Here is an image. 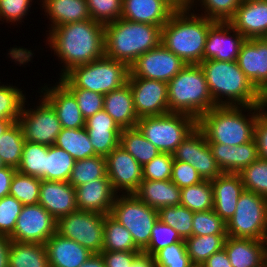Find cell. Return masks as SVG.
Segmentation results:
<instances>
[{
    "instance_id": "42",
    "label": "cell",
    "mask_w": 267,
    "mask_h": 267,
    "mask_svg": "<svg viewBox=\"0 0 267 267\" xmlns=\"http://www.w3.org/2000/svg\"><path fill=\"white\" fill-rule=\"evenodd\" d=\"M106 175V159L96 155L75 161L68 182L76 188L92 180L104 178Z\"/></svg>"
},
{
    "instance_id": "11",
    "label": "cell",
    "mask_w": 267,
    "mask_h": 267,
    "mask_svg": "<svg viewBox=\"0 0 267 267\" xmlns=\"http://www.w3.org/2000/svg\"><path fill=\"white\" fill-rule=\"evenodd\" d=\"M105 215L76 210L57 220L56 233L74 240L92 253H100L104 242Z\"/></svg>"
},
{
    "instance_id": "56",
    "label": "cell",
    "mask_w": 267,
    "mask_h": 267,
    "mask_svg": "<svg viewBox=\"0 0 267 267\" xmlns=\"http://www.w3.org/2000/svg\"><path fill=\"white\" fill-rule=\"evenodd\" d=\"M170 180L182 189L202 182L203 178L190 163L174 160Z\"/></svg>"
},
{
    "instance_id": "33",
    "label": "cell",
    "mask_w": 267,
    "mask_h": 267,
    "mask_svg": "<svg viewBox=\"0 0 267 267\" xmlns=\"http://www.w3.org/2000/svg\"><path fill=\"white\" fill-rule=\"evenodd\" d=\"M8 267H50L45 244L11 241Z\"/></svg>"
},
{
    "instance_id": "54",
    "label": "cell",
    "mask_w": 267,
    "mask_h": 267,
    "mask_svg": "<svg viewBox=\"0 0 267 267\" xmlns=\"http://www.w3.org/2000/svg\"><path fill=\"white\" fill-rule=\"evenodd\" d=\"M76 98L85 120L103 109L104 95L82 88H67Z\"/></svg>"
},
{
    "instance_id": "35",
    "label": "cell",
    "mask_w": 267,
    "mask_h": 267,
    "mask_svg": "<svg viewBox=\"0 0 267 267\" xmlns=\"http://www.w3.org/2000/svg\"><path fill=\"white\" fill-rule=\"evenodd\" d=\"M120 146L130 153L141 166H144L161 153L156 146L143 136L137 127L122 129Z\"/></svg>"
},
{
    "instance_id": "60",
    "label": "cell",
    "mask_w": 267,
    "mask_h": 267,
    "mask_svg": "<svg viewBox=\"0 0 267 267\" xmlns=\"http://www.w3.org/2000/svg\"><path fill=\"white\" fill-rule=\"evenodd\" d=\"M204 267H233L229 261L228 255L223 248L212 254L204 263Z\"/></svg>"
},
{
    "instance_id": "16",
    "label": "cell",
    "mask_w": 267,
    "mask_h": 267,
    "mask_svg": "<svg viewBox=\"0 0 267 267\" xmlns=\"http://www.w3.org/2000/svg\"><path fill=\"white\" fill-rule=\"evenodd\" d=\"M106 173L117 194H134L143 180L142 166L118 145L106 157Z\"/></svg>"
},
{
    "instance_id": "24",
    "label": "cell",
    "mask_w": 267,
    "mask_h": 267,
    "mask_svg": "<svg viewBox=\"0 0 267 267\" xmlns=\"http://www.w3.org/2000/svg\"><path fill=\"white\" fill-rule=\"evenodd\" d=\"M85 128L97 155L106 157L120 145L122 129L104 109L87 118Z\"/></svg>"
},
{
    "instance_id": "28",
    "label": "cell",
    "mask_w": 267,
    "mask_h": 267,
    "mask_svg": "<svg viewBox=\"0 0 267 267\" xmlns=\"http://www.w3.org/2000/svg\"><path fill=\"white\" fill-rule=\"evenodd\" d=\"M45 247L50 267H79L92 254L81 244L54 233Z\"/></svg>"
},
{
    "instance_id": "7",
    "label": "cell",
    "mask_w": 267,
    "mask_h": 267,
    "mask_svg": "<svg viewBox=\"0 0 267 267\" xmlns=\"http://www.w3.org/2000/svg\"><path fill=\"white\" fill-rule=\"evenodd\" d=\"M129 73L126 63L104 56L72 68L58 80L66 88H82L105 95L127 84Z\"/></svg>"
},
{
    "instance_id": "10",
    "label": "cell",
    "mask_w": 267,
    "mask_h": 267,
    "mask_svg": "<svg viewBox=\"0 0 267 267\" xmlns=\"http://www.w3.org/2000/svg\"><path fill=\"white\" fill-rule=\"evenodd\" d=\"M227 236L265 240L267 237V198L244 190L234 215L226 222Z\"/></svg>"
},
{
    "instance_id": "47",
    "label": "cell",
    "mask_w": 267,
    "mask_h": 267,
    "mask_svg": "<svg viewBox=\"0 0 267 267\" xmlns=\"http://www.w3.org/2000/svg\"><path fill=\"white\" fill-rule=\"evenodd\" d=\"M244 189L267 198V161L261 158L253 161L240 173Z\"/></svg>"
},
{
    "instance_id": "38",
    "label": "cell",
    "mask_w": 267,
    "mask_h": 267,
    "mask_svg": "<svg viewBox=\"0 0 267 267\" xmlns=\"http://www.w3.org/2000/svg\"><path fill=\"white\" fill-rule=\"evenodd\" d=\"M102 251H141L134 243L131 233L110 214L105 215Z\"/></svg>"
},
{
    "instance_id": "4",
    "label": "cell",
    "mask_w": 267,
    "mask_h": 267,
    "mask_svg": "<svg viewBox=\"0 0 267 267\" xmlns=\"http://www.w3.org/2000/svg\"><path fill=\"white\" fill-rule=\"evenodd\" d=\"M191 11L176 10L161 28V43L186 65L204 60L208 31L216 22Z\"/></svg>"
},
{
    "instance_id": "39",
    "label": "cell",
    "mask_w": 267,
    "mask_h": 267,
    "mask_svg": "<svg viewBox=\"0 0 267 267\" xmlns=\"http://www.w3.org/2000/svg\"><path fill=\"white\" fill-rule=\"evenodd\" d=\"M75 161L64 149L56 145L48 146L45 163V180L68 182Z\"/></svg>"
},
{
    "instance_id": "29",
    "label": "cell",
    "mask_w": 267,
    "mask_h": 267,
    "mask_svg": "<svg viewBox=\"0 0 267 267\" xmlns=\"http://www.w3.org/2000/svg\"><path fill=\"white\" fill-rule=\"evenodd\" d=\"M224 249L233 267H263L265 265L264 240L227 236Z\"/></svg>"
},
{
    "instance_id": "19",
    "label": "cell",
    "mask_w": 267,
    "mask_h": 267,
    "mask_svg": "<svg viewBox=\"0 0 267 267\" xmlns=\"http://www.w3.org/2000/svg\"><path fill=\"white\" fill-rule=\"evenodd\" d=\"M237 63L249 81L267 99V40L264 37L246 39Z\"/></svg>"
},
{
    "instance_id": "2",
    "label": "cell",
    "mask_w": 267,
    "mask_h": 267,
    "mask_svg": "<svg viewBox=\"0 0 267 267\" xmlns=\"http://www.w3.org/2000/svg\"><path fill=\"white\" fill-rule=\"evenodd\" d=\"M216 106H258L267 99L245 76L237 61L203 60L200 64Z\"/></svg>"
},
{
    "instance_id": "18",
    "label": "cell",
    "mask_w": 267,
    "mask_h": 267,
    "mask_svg": "<svg viewBox=\"0 0 267 267\" xmlns=\"http://www.w3.org/2000/svg\"><path fill=\"white\" fill-rule=\"evenodd\" d=\"M245 40L229 22L216 21L208 31L204 60L237 61Z\"/></svg>"
},
{
    "instance_id": "5",
    "label": "cell",
    "mask_w": 267,
    "mask_h": 267,
    "mask_svg": "<svg viewBox=\"0 0 267 267\" xmlns=\"http://www.w3.org/2000/svg\"><path fill=\"white\" fill-rule=\"evenodd\" d=\"M161 43V27L120 18L105 24V56L129 67Z\"/></svg>"
},
{
    "instance_id": "17",
    "label": "cell",
    "mask_w": 267,
    "mask_h": 267,
    "mask_svg": "<svg viewBox=\"0 0 267 267\" xmlns=\"http://www.w3.org/2000/svg\"><path fill=\"white\" fill-rule=\"evenodd\" d=\"M134 107L139 118L169 113L167 82L142 77H128Z\"/></svg>"
},
{
    "instance_id": "40",
    "label": "cell",
    "mask_w": 267,
    "mask_h": 267,
    "mask_svg": "<svg viewBox=\"0 0 267 267\" xmlns=\"http://www.w3.org/2000/svg\"><path fill=\"white\" fill-rule=\"evenodd\" d=\"M180 205L193 212L213 210V187L211 181L203 180L181 189Z\"/></svg>"
},
{
    "instance_id": "9",
    "label": "cell",
    "mask_w": 267,
    "mask_h": 267,
    "mask_svg": "<svg viewBox=\"0 0 267 267\" xmlns=\"http://www.w3.org/2000/svg\"><path fill=\"white\" fill-rule=\"evenodd\" d=\"M110 215L129 230L135 245L143 251L159 219L158 210L141 201L135 194H117Z\"/></svg>"
},
{
    "instance_id": "43",
    "label": "cell",
    "mask_w": 267,
    "mask_h": 267,
    "mask_svg": "<svg viewBox=\"0 0 267 267\" xmlns=\"http://www.w3.org/2000/svg\"><path fill=\"white\" fill-rule=\"evenodd\" d=\"M241 3L242 0H191L190 9H196L197 12V7H200L202 12L196 13L197 15L214 21L228 22Z\"/></svg>"
},
{
    "instance_id": "62",
    "label": "cell",
    "mask_w": 267,
    "mask_h": 267,
    "mask_svg": "<svg viewBox=\"0 0 267 267\" xmlns=\"http://www.w3.org/2000/svg\"><path fill=\"white\" fill-rule=\"evenodd\" d=\"M10 242L9 236L0 235V267H8Z\"/></svg>"
},
{
    "instance_id": "55",
    "label": "cell",
    "mask_w": 267,
    "mask_h": 267,
    "mask_svg": "<svg viewBox=\"0 0 267 267\" xmlns=\"http://www.w3.org/2000/svg\"><path fill=\"white\" fill-rule=\"evenodd\" d=\"M33 0H0V21L18 25L29 14ZM3 19V20H2ZM18 22V24H17ZM16 23V24H15Z\"/></svg>"
},
{
    "instance_id": "13",
    "label": "cell",
    "mask_w": 267,
    "mask_h": 267,
    "mask_svg": "<svg viewBox=\"0 0 267 267\" xmlns=\"http://www.w3.org/2000/svg\"><path fill=\"white\" fill-rule=\"evenodd\" d=\"M186 64L162 43L139 56L129 67V77L169 82Z\"/></svg>"
},
{
    "instance_id": "1",
    "label": "cell",
    "mask_w": 267,
    "mask_h": 267,
    "mask_svg": "<svg viewBox=\"0 0 267 267\" xmlns=\"http://www.w3.org/2000/svg\"><path fill=\"white\" fill-rule=\"evenodd\" d=\"M46 36L51 52L63 63L60 78L76 66L105 56V25L92 19L60 25Z\"/></svg>"
},
{
    "instance_id": "41",
    "label": "cell",
    "mask_w": 267,
    "mask_h": 267,
    "mask_svg": "<svg viewBox=\"0 0 267 267\" xmlns=\"http://www.w3.org/2000/svg\"><path fill=\"white\" fill-rule=\"evenodd\" d=\"M48 146L25 141L17 170L23 174L45 180V163Z\"/></svg>"
},
{
    "instance_id": "63",
    "label": "cell",
    "mask_w": 267,
    "mask_h": 267,
    "mask_svg": "<svg viewBox=\"0 0 267 267\" xmlns=\"http://www.w3.org/2000/svg\"><path fill=\"white\" fill-rule=\"evenodd\" d=\"M79 267H106V264L100 253H92Z\"/></svg>"
},
{
    "instance_id": "6",
    "label": "cell",
    "mask_w": 267,
    "mask_h": 267,
    "mask_svg": "<svg viewBox=\"0 0 267 267\" xmlns=\"http://www.w3.org/2000/svg\"><path fill=\"white\" fill-rule=\"evenodd\" d=\"M167 88L169 113H183L198 120L216 107L199 64L186 65Z\"/></svg>"
},
{
    "instance_id": "23",
    "label": "cell",
    "mask_w": 267,
    "mask_h": 267,
    "mask_svg": "<svg viewBox=\"0 0 267 267\" xmlns=\"http://www.w3.org/2000/svg\"><path fill=\"white\" fill-rule=\"evenodd\" d=\"M213 210L226 223L235 213L239 196L245 190L239 173H225L211 180Z\"/></svg>"
},
{
    "instance_id": "64",
    "label": "cell",
    "mask_w": 267,
    "mask_h": 267,
    "mask_svg": "<svg viewBox=\"0 0 267 267\" xmlns=\"http://www.w3.org/2000/svg\"><path fill=\"white\" fill-rule=\"evenodd\" d=\"M175 10H187L190 9L191 0H165Z\"/></svg>"
},
{
    "instance_id": "34",
    "label": "cell",
    "mask_w": 267,
    "mask_h": 267,
    "mask_svg": "<svg viewBox=\"0 0 267 267\" xmlns=\"http://www.w3.org/2000/svg\"><path fill=\"white\" fill-rule=\"evenodd\" d=\"M54 145L64 149L76 161L97 155L85 127L78 129L62 128Z\"/></svg>"
},
{
    "instance_id": "68",
    "label": "cell",
    "mask_w": 267,
    "mask_h": 267,
    "mask_svg": "<svg viewBox=\"0 0 267 267\" xmlns=\"http://www.w3.org/2000/svg\"><path fill=\"white\" fill-rule=\"evenodd\" d=\"M242 1H264V0H242Z\"/></svg>"
},
{
    "instance_id": "66",
    "label": "cell",
    "mask_w": 267,
    "mask_h": 267,
    "mask_svg": "<svg viewBox=\"0 0 267 267\" xmlns=\"http://www.w3.org/2000/svg\"><path fill=\"white\" fill-rule=\"evenodd\" d=\"M265 242V265L267 266V237L264 240Z\"/></svg>"
},
{
    "instance_id": "15",
    "label": "cell",
    "mask_w": 267,
    "mask_h": 267,
    "mask_svg": "<svg viewBox=\"0 0 267 267\" xmlns=\"http://www.w3.org/2000/svg\"><path fill=\"white\" fill-rule=\"evenodd\" d=\"M174 160L190 163L203 180H213L223 172L218 167L204 133L196 127L176 148Z\"/></svg>"
},
{
    "instance_id": "44",
    "label": "cell",
    "mask_w": 267,
    "mask_h": 267,
    "mask_svg": "<svg viewBox=\"0 0 267 267\" xmlns=\"http://www.w3.org/2000/svg\"><path fill=\"white\" fill-rule=\"evenodd\" d=\"M41 179L16 170L14 173L9 195L15 197L23 205L37 204L39 202Z\"/></svg>"
},
{
    "instance_id": "49",
    "label": "cell",
    "mask_w": 267,
    "mask_h": 267,
    "mask_svg": "<svg viewBox=\"0 0 267 267\" xmlns=\"http://www.w3.org/2000/svg\"><path fill=\"white\" fill-rule=\"evenodd\" d=\"M154 258L156 267H189L192 264L185 241L164 247L154 255Z\"/></svg>"
},
{
    "instance_id": "31",
    "label": "cell",
    "mask_w": 267,
    "mask_h": 267,
    "mask_svg": "<svg viewBox=\"0 0 267 267\" xmlns=\"http://www.w3.org/2000/svg\"><path fill=\"white\" fill-rule=\"evenodd\" d=\"M39 2L42 3L44 15L51 22L46 32L60 25L91 19L86 0H41Z\"/></svg>"
},
{
    "instance_id": "22",
    "label": "cell",
    "mask_w": 267,
    "mask_h": 267,
    "mask_svg": "<svg viewBox=\"0 0 267 267\" xmlns=\"http://www.w3.org/2000/svg\"><path fill=\"white\" fill-rule=\"evenodd\" d=\"M38 203L56 220L78 210L75 188L65 181L41 180Z\"/></svg>"
},
{
    "instance_id": "36",
    "label": "cell",
    "mask_w": 267,
    "mask_h": 267,
    "mask_svg": "<svg viewBox=\"0 0 267 267\" xmlns=\"http://www.w3.org/2000/svg\"><path fill=\"white\" fill-rule=\"evenodd\" d=\"M227 234L192 235L186 238L185 245L191 263L203 264L212 254L224 248Z\"/></svg>"
},
{
    "instance_id": "69",
    "label": "cell",
    "mask_w": 267,
    "mask_h": 267,
    "mask_svg": "<svg viewBox=\"0 0 267 267\" xmlns=\"http://www.w3.org/2000/svg\"><path fill=\"white\" fill-rule=\"evenodd\" d=\"M3 166H4V164L2 163L1 158H0V168Z\"/></svg>"
},
{
    "instance_id": "65",
    "label": "cell",
    "mask_w": 267,
    "mask_h": 267,
    "mask_svg": "<svg viewBox=\"0 0 267 267\" xmlns=\"http://www.w3.org/2000/svg\"><path fill=\"white\" fill-rule=\"evenodd\" d=\"M12 123V120H0V138Z\"/></svg>"
},
{
    "instance_id": "51",
    "label": "cell",
    "mask_w": 267,
    "mask_h": 267,
    "mask_svg": "<svg viewBox=\"0 0 267 267\" xmlns=\"http://www.w3.org/2000/svg\"><path fill=\"white\" fill-rule=\"evenodd\" d=\"M180 241L184 240L178 232L158 219L152 228L150 242L143 252L154 256L164 247Z\"/></svg>"
},
{
    "instance_id": "61",
    "label": "cell",
    "mask_w": 267,
    "mask_h": 267,
    "mask_svg": "<svg viewBox=\"0 0 267 267\" xmlns=\"http://www.w3.org/2000/svg\"><path fill=\"white\" fill-rule=\"evenodd\" d=\"M129 267H156L154 256L139 252L133 259L132 264Z\"/></svg>"
},
{
    "instance_id": "57",
    "label": "cell",
    "mask_w": 267,
    "mask_h": 267,
    "mask_svg": "<svg viewBox=\"0 0 267 267\" xmlns=\"http://www.w3.org/2000/svg\"><path fill=\"white\" fill-rule=\"evenodd\" d=\"M259 158L267 161V106L260 112L254 127Z\"/></svg>"
},
{
    "instance_id": "53",
    "label": "cell",
    "mask_w": 267,
    "mask_h": 267,
    "mask_svg": "<svg viewBox=\"0 0 267 267\" xmlns=\"http://www.w3.org/2000/svg\"><path fill=\"white\" fill-rule=\"evenodd\" d=\"M173 154L159 153L142 166L143 180H169L173 169Z\"/></svg>"
},
{
    "instance_id": "14",
    "label": "cell",
    "mask_w": 267,
    "mask_h": 267,
    "mask_svg": "<svg viewBox=\"0 0 267 267\" xmlns=\"http://www.w3.org/2000/svg\"><path fill=\"white\" fill-rule=\"evenodd\" d=\"M57 220L39 203L23 205L11 241L45 244L56 233Z\"/></svg>"
},
{
    "instance_id": "32",
    "label": "cell",
    "mask_w": 267,
    "mask_h": 267,
    "mask_svg": "<svg viewBox=\"0 0 267 267\" xmlns=\"http://www.w3.org/2000/svg\"><path fill=\"white\" fill-rule=\"evenodd\" d=\"M148 206L159 210L165 206L180 205L181 188L169 180H142L134 193Z\"/></svg>"
},
{
    "instance_id": "50",
    "label": "cell",
    "mask_w": 267,
    "mask_h": 267,
    "mask_svg": "<svg viewBox=\"0 0 267 267\" xmlns=\"http://www.w3.org/2000/svg\"><path fill=\"white\" fill-rule=\"evenodd\" d=\"M92 20L108 24L121 18L123 0H86Z\"/></svg>"
},
{
    "instance_id": "52",
    "label": "cell",
    "mask_w": 267,
    "mask_h": 267,
    "mask_svg": "<svg viewBox=\"0 0 267 267\" xmlns=\"http://www.w3.org/2000/svg\"><path fill=\"white\" fill-rule=\"evenodd\" d=\"M23 204L11 195L0 199V235L10 236Z\"/></svg>"
},
{
    "instance_id": "27",
    "label": "cell",
    "mask_w": 267,
    "mask_h": 267,
    "mask_svg": "<svg viewBox=\"0 0 267 267\" xmlns=\"http://www.w3.org/2000/svg\"><path fill=\"white\" fill-rule=\"evenodd\" d=\"M209 146L218 167L225 173H240L259 158L254 138L247 143L232 147L225 144H209Z\"/></svg>"
},
{
    "instance_id": "37",
    "label": "cell",
    "mask_w": 267,
    "mask_h": 267,
    "mask_svg": "<svg viewBox=\"0 0 267 267\" xmlns=\"http://www.w3.org/2000/svg\"><path fill=\"white\" fill-rule=\"evenodd\" d=\"M25 143L22 128L18 122L12 123L0 138V158L4 166L19 167Z\"/></svg>"
},
{
    "instance_id": "58",
    "label": "cell",
    "mask_w": 267,
    "mask_h": 267,
    "mask_svg": "<svg viewBox=\"0 0 267 267\" xmlns=\"http://www.w3.org/2000/svg\"><path fill=\"white\" fill-rule=\"evenodd\" d=\"M141 251H101L106 267H129Z\"/></svg>"
},
{
    "instance_id": "20",
    "label": "cell",
    "mask_w": 267,
    "mask_h": 267,
    "mask_svg": "<svg viewBox=\"0 0 267 267\" xmlns=\"http://www.w3.org/2000/svg\"><path fill=\"white\" fill-rule=\"evenodd\" d=\"M39 90L38 93L55 110L62 128L78 129L85 127L86 120L80 112L76 98L59 80L55 85L46 84L44 87L38 88Z\"/></svg>"
},
{
    "instance_id": "30",
    "label": "cell",
    "mask_w": 267,
    "mask_h": 267,
    "mask_svg": "<svg viewBox=\"0 0 267 267\" xmlns=\"http://www.w3.org/2000/svg\"><path fill=\"white\" fill-rule=\"evenodd\" d=\"M103 109L121 129L134 128L139 120L128 83L104 95Z\"/></svg>"
},
{
    "instance_id": "3",
    "label": "cell",
    "mask_w": 267,
    "mask_h": 267,
    "mask_svg": "<svg viewBox=\"0 0 267 267\" xmlns=\"http://www.w3.org/2000/svg\"><path fill=\"white\" fill-rule=\"evenodd\" d=\"M266 106H216L197 120V127L209 144L241 145L254 138L256 120Z\"/></svg>"
},
{
    "instance_id": "12",
    "label": "cell",
    "mask_w": 267,
    "mask_h": 267,
    "mask_svg": "<svg viewBox=\"0 0 267 267\" xmlns=\"http://www.w3.org/2000/svg\"><path fill=\"white\" fill-rule=\"evenodd\" d=\"M39 103L34 107H26L23 104L21 115L18 118L25 141L42 144L46 146L54 145L57 136L62 131V125L53 107L40 95ZM34 108V109H33Z\"/></svg>"
},
{
    "instance_id": "46",
    "label": "cell",
    "mask_w": 267,
    "mask_h": 267,
    "mask_svg": "<svg viewBox=\"0 0 267 267\" xmlns=\"http://www.w3.org/2000/svg\"><path fill=\"white\" fill-rule=\"evenodd\" d=\"M26 94L17 86L2 84L0 82V120L18 122L25 102Z\"/></svg>"
},
{
    "instance_id": "8",
    "label": "cell",
    "mask_w": 267,
    "mask_h": 267,
    "mask_svg": "<svg viewBox=\"0 0 267 267\" xmlns=\"http://www.w3.org/2000/svg\"><path fill=\"white\" fill-rule=\"evenodd\" d=\"M136 127L162 153L173 154L197 127V120L183 113L139 118Z\"/></svg>"
},
{
    "instance_id": "67",
    "label": "cell",
    "mask_w": 267,
    "mask_h": 267,
    "mask_svg": "<svg viewBox=\"0 0 267 267\" xmlns=\"http://www.w3.org/2000/svg\"><path fill=\"white\" fill-rule=\"evenodd\" d=\"M189 267H204L203 264L192 263Z\"/></svg>"
},
{
    "instance_id": "48",
    "label": "cell",
    "mask_w": 267,
    "mask_h": 267,
    "mask_svg": "<svg viewBox=\"0 0 267 267\" xmlns=\"http://www.w3.org/2000/svg\"><path fill=\"white\" fill-rule=\"evenodd\" d=\"M227 234L226 223L214 210L194 212L192 221V235Z\"/></svg>"
},
{
    "instance_id": "59",
    "label": "cell",
    "mask_w": 267,
    "mask_h": 267,
    "mask_svg": "<svg viewBox=\"0 0 267 267\" xmlns=\"http://www.w3.org/2000/svg\"><path fill=\"white\" fill-rule=\"evenodd\" d=\"M16 170L10 166L0 168V199L9 195L11 180Z\"/></svg>"
},
{
    "instance_id": "25",
    "label": "cell",
    "mask_w": 267,
    "mask_h": 267,
    "mask_svg": "<svg viewBox=\"0 0 267 267\" xmlns=\"http://www.w3.org/2000/svg\"><path fill=\"white\" fill-rule=\"evenodd\" d=\"M228 22L246 39L265 37L267 34V0L242 1Z\"/></svg>"
},
{
    "instance_id": "21",
    "label": "cell",
    "mask_w": 267,
    "mask_h": 267,
    "mask_svg": "<svg viewBox=\"0 0 267 267\" xmlns=\"http://www.w3.org/2000/svg\"><path fill=\"white\" fill-rule=\"evenodd\" d=\"M78 210L109 215L117 193L106 175L75 188Z\"/></svg>"
},
{
    "instance_id": "45",
    "label": "cell",
    "mask_w": 267,
    "mask_h": 267,
    "mask_svg": "<svg viewBox=\"0 0 267 267\" xmlns=\"http://www.w3.org/2000/svg\"><path fill=\"white\" fill-rule=\"evenodd\" d=\"M193 215V211L182 205L165 206L158 210L159 219L176 230L183 240L192 236Z\"/></svg>"
},
{
    "instance_id": "26",
    "label": "cell",
    "mask_w": 267,
    "mask_h": 267,
    "mask_svg": "<svg viewBox=\"0 0 267 267\" xmlns=\"http://www.w3.org/2000/svg\"><path fill=\"white\" fill-rule=\"evenodd\" d=\"M175 11L165 0H123L121 18L162 28Z\"/></svg>"
}]
</instances>
